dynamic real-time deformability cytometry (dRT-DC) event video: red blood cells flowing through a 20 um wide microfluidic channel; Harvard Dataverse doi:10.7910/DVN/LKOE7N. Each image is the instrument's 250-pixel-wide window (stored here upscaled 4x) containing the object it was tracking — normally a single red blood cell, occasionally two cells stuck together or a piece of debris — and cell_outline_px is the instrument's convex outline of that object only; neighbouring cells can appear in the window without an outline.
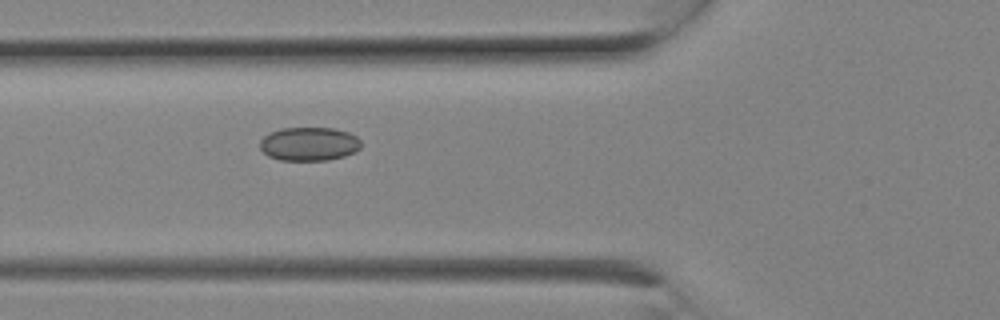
{"species": "Egyptian fruit bat (a non-hibernating species)", "species_latin": "Rousettus aegyptiacus", "temperature_condition": "room temperature", "stored_images_in_passage": 8, "camera_frame_rate_fps": 3000, "um_per_image_px": 0.085, "animal": {"sex": "female"}, "frame": {"image": 1, "passage_image": 8, "time_ms": 2.333, "image_size_px": [1000, 320], "cell_outline_px": [[360, 148], [356, 152], [344, 156], [328, 160], [280, 160], [268, 156], [260, 148], [260, 140], [264, 136], [272, 132], [284, 128], [332, 128], [348, 132], [356, 136], [360, 140]], "centroid_in_image_um": [26.28, 12.24], "position_along_channel_um": 99.5, "area_um2": 19.77}}